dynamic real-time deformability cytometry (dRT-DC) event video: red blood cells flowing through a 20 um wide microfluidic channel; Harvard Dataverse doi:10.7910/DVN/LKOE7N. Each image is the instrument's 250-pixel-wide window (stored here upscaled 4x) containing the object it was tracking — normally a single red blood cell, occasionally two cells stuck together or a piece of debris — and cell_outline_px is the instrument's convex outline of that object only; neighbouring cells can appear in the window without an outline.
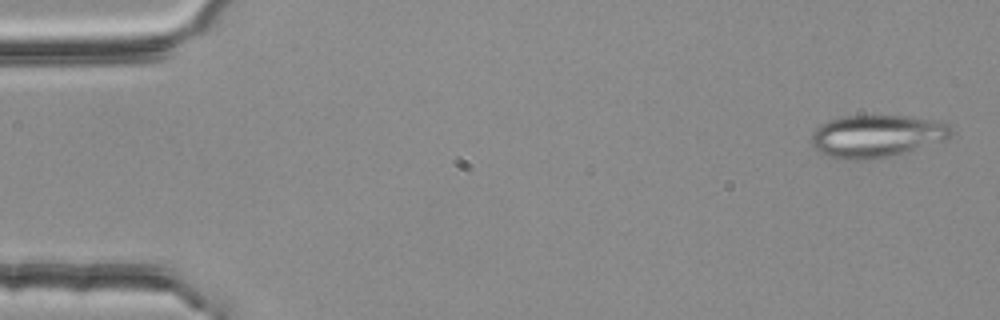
{"species": "common noctule bat (a hibernating species)", "species_latin": "Nyctalus noctula", "temperature_condition": "room temperature", "stored_images_in_passage": 3, "camera_frame_rate_fps": 3000, "um_per_image_px": 0.085, "animal": {"sex": "female", "body_mass_g": 25.1}, "frame": {"image": 1, "passage_image": 1, "time_ms": 0.0, "image_size_px": [1000, 320], "cell_outline_px": [[952, 132], [948, 136], [940, 140], [904, 152], [888, 156], [856, 160], [848, 160], [828, 156], [820, 152], [812, 144], [812, 132], [820, 124], [828, 120], [844, 116], [912, 116], [940, 120], [948, 124]], "centroid_in_image_um": [74.47, 11.54], "position_along_channel_um": 10.5, "area_um2": 33.99}}